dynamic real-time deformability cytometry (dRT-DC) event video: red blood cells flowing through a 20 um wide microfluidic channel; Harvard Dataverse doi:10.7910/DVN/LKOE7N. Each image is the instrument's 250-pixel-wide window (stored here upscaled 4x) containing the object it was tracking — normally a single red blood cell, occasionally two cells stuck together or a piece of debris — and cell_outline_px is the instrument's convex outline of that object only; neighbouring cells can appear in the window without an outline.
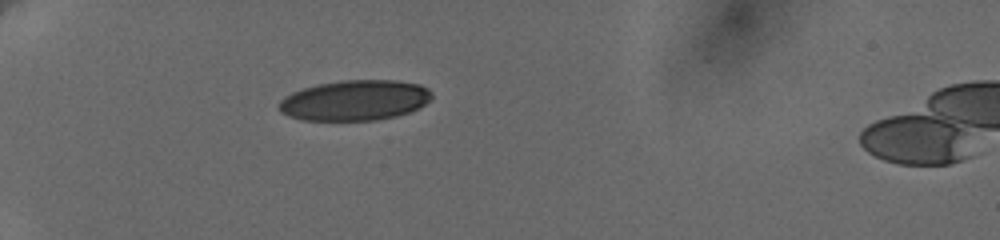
{"species": "human", "species_latin": "Homo sapiens", "temperature_condition": "cold", "stored_images_in_passage": 23, "camera_frame_rate_fps": 3000, "um_per_image_px": 0.085, "donor": {"sex": "female"}, "frame": {"image": 1, "passage_image": 1, "time_ms": 0.0, "image_size_px": [1000, 240], "cell_outline_px": [[432, 96], [424, 104], [408, 112], [396, 116], [376, 120], [300, 120], [288, 116], [280, 112], [276, 108], [280, 100], [284, 96], [292, 92], [304, 88], [320, 84], [340, 80], [396, 80], [420, 84], [428, 88], [432, 92]], "centroid_in_image_um": [30.12, 8.52], "position_along_channel_um": 54.9, "area_um2": 36.07}}
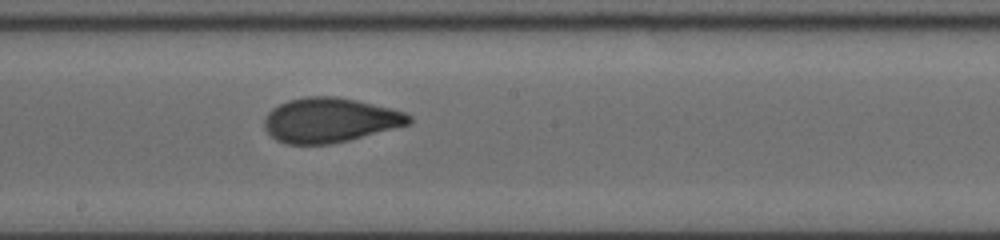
{"frame": {"image": 2, "passage_image": 14, "time_ms": 5.333, "image_size_px": [1000, 240], "cell_outline_px": [[412, 120], [408, 124], [348, 140], [328, 144], [288, 144], [276, 140], [264, 128], [264, 120], [268, 112], [272, 108], [288, 100], [308, 96], [336, 96], [356, 100], [392, 108], [404, 112], [412, 116]], "centroid_in_image_um": [28.02, 10.2], "position_along_channel_um": 220.2, "area_um2": 37.34}}
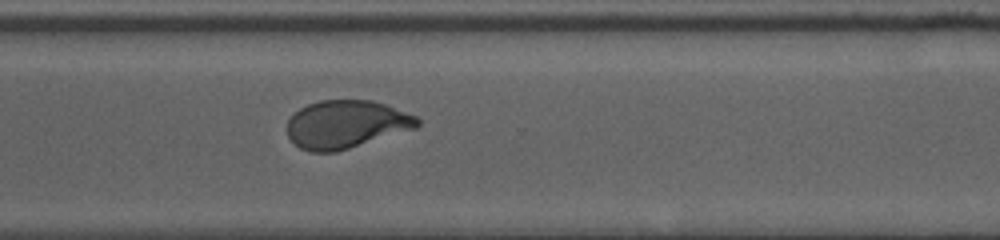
{"frame": {"image": 3, "passage_image": 23, "time_ms": 8.667, "image_size_px": [1000, 240], "cell_outline_px": [[420, 124], [416, 128], [336, 152], [312, 152], [300, 148], [288, 136], [288, 120], [300, 108], [308, 104], [320, 100], [372, 100], [384, 104], [416, 116], [420, 120]], "centroid_in_image_um": [29.42, 10.57], "position_along_channel_um": 341.2, "area_um2": 36.13}}